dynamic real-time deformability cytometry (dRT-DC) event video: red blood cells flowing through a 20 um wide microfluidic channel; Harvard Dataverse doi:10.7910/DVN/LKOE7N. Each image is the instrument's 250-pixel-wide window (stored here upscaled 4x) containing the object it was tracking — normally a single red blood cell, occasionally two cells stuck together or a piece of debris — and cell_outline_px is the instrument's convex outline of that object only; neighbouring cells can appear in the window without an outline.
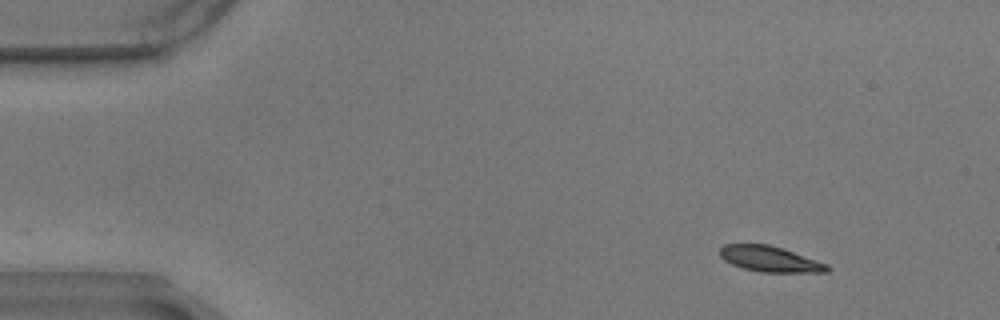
{"species": "common noctule bat (a hibernating species)", "species_latin": "Nyctalus noctula", "temperature_condition": "warm", "stored_images_in_passage": 53, "camera_frame_rate_fps": 3000, "um_per_image_px": 0.085, "animal": {"sex": "male", "body_mass_g": 17.9}, "frame": {"image": 1, "passage_image": 1, "time_ms": 0.0, "image_size_px": [1000, 320], "cell_outline_px": [[832, 268], [828, 272], [760, 272], [744, 268], [732, 264], [724, 260], [720, 256], [720, 248], [724, 244], [768, 244], [828, 264]], "centroid_in_image_um": [65.44, 22.02], "position_along_channel_um": 19.6, "area_um2": 15.84}}
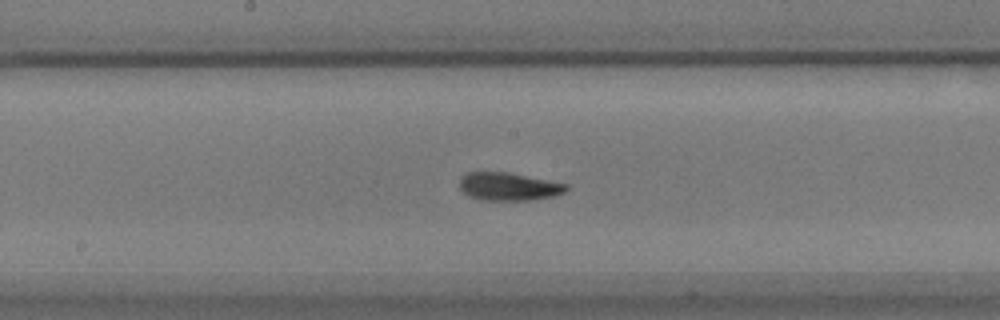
{"frame": {"image": 2, "passage_image": 25, "time_ms": 8.0, "image_size_px": [1000, 320], "cell_outline_px": [[568, 188], [564, 192], [552, 196], [528, 200], [480, 200], [468, 196], [460, 188], [460, 180], [468, 172], [508, 172], [568, 184]], "centroid_in_image_um": [43.22, 15.86], "position_along_channel_um": 205.0, "area_um2": 17.22}}
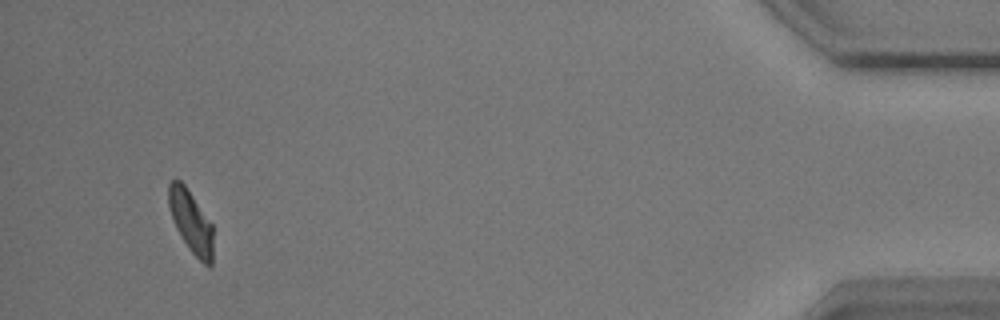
{"frame": {"image": 3, "passage_image": 50, "time_ms": 16.333, "image_size_px": [1000, 320], "cell_outline_px": [[212, 264], [208, 268], [192, 252], [176, 228], [172, 220], [168, 204], [168, 184], [172, 180], [180, 180], [184, 184], [212, 224]], "centroid_in_image_um": [16.21, 18.83], "position_along_channel_um": 419.0, "area_um2": 15.9}, "authors_computed_cell_mechanics": {"area_um2": 17.1666, "velocity_mm_per_s": 3.4459, "shape_relaxation_time_tau1_ms": 4.1942, "shape_relaxation_time_tau2_ms": 1.8161, "deformation_change_tau1": 0.1291, "deformation_change_tau2": 0.0592}}